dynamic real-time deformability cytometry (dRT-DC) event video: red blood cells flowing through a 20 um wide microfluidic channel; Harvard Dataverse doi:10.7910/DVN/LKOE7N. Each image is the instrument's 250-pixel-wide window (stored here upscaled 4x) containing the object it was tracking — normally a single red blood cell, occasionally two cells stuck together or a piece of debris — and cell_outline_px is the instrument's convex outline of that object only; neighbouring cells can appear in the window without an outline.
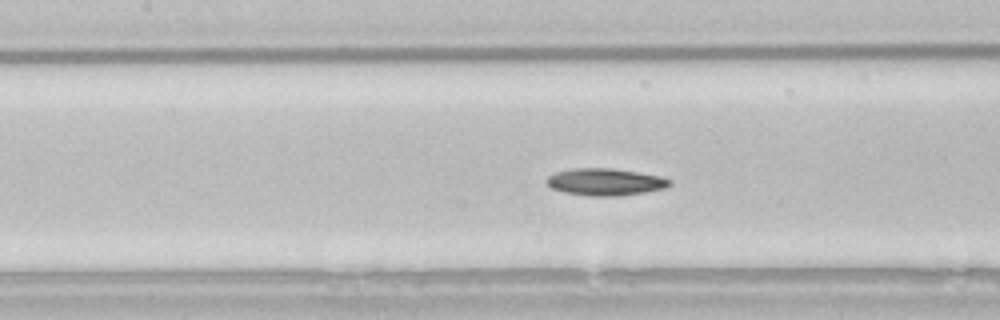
{"species": "common noctule bat (a hibernating species)", "species_latin": "Nyctalus noctula", "temperature_condition": "room temperature", "stored_images_in_passage": 52, "camera_frame_rate_fps": 3000, "um_per_image_px": 0.085, "animal": {"sex": "male", "body_mass_g": 21.5, "forearm_length_mm": 52.0}, "frame": {"image": 1, "passage_image": 23, "time_ms": 7.333, "image_size_px": [1000, 320], "cell_outline_px": [[672, 184], [664, 188], [644, 192], [620, 196], [588, 196], [564, 192], [552, 188], [544, 180], [548, 176], [556, 172], [572, 168], [612, 168], [660, 176], [672, 180]], "centroid_in_image_um": [51.43, 15.46], "position_along_channel_um": 156.0, "area_um2": 19.42}, "authors_computed_cell_mechanics": {"area_um2": 19.074, "velocity_mm_per_s": 3.8545, "shape_relaxation_time_tau1_ms": 6.0613, "shape_relaxation_time_tau2_ms": null, "deformation_change_tau1": 0.1131, "deformation_change_tau2": null}}